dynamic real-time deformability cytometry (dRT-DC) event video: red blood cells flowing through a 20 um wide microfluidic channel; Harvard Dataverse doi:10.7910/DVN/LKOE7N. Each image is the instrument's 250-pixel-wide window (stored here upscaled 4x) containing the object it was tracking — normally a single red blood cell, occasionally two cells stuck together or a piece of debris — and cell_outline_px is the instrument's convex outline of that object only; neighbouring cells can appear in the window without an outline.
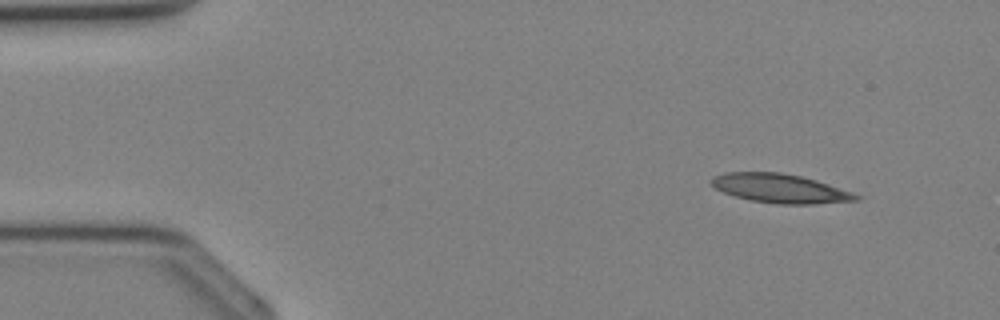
{"species": "Egyptian fruit bat (a non-hibernating species)", "species_latin": "Rousettus aegyptiacus", "temperature_condition": "cold", "stored_images_in_passage": 34, "camera_frame_rate_fps": 3000, "um_per_image_px": 0.085, "animal": {"sex": "female"}, "frame": {"image": 1, "passage_image": 3, "time_ms": 0.667, "image_size_px": [1000, 320], "cell_outline_px": [[864, 196], [860, 200], [812, 204], [776, 204], [752, 200], [736, 196], [724, 192], [716, 188], [712, 184], [712, 176], [724, 172], [780, 172], [800, 176], [816, 180]], "centroid_in_image_um": [66.35, 16.01], "position_along_channel_um": 18.7, "area_um2": 24.33}}
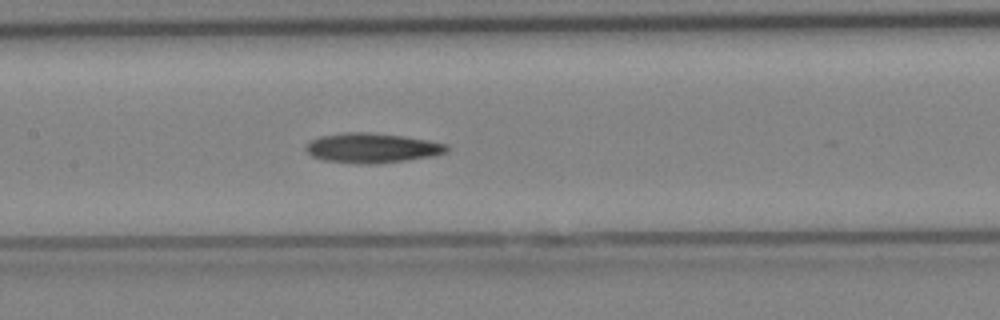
{"frame": {"image": 2, "passage_image": 16, "time_ms": 5.0, "image_size_px": [1000, 320], "cell_outline_px": [[448, 152], [432, 156], [408, 160], [376, 164], [360, 164], [320, 160], [312, 156], [304, 148], [312, 140], [320, 136], [344, 132], [368, 132], [404, 136], [428, 140], [448, 144]], "centroid_in_image_um": [31.63, 12.58], "position_along_channel_um": 175.8, "area_um2": 24.62}}
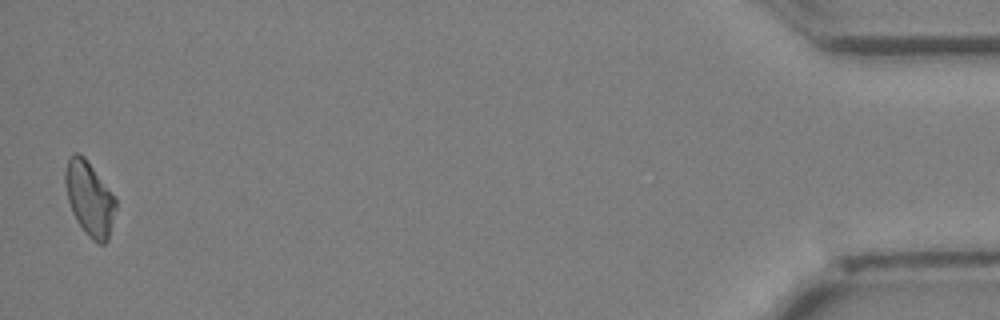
{"frame": {"image": 3, "passage_image": 34, "time_ms": 11.0, "image_size_px": [1000, 320], "cell_outline_px": [[116, 208], [108, 240], [104, 244], [100, 244], [92, 240], [84, 232], [76, 220], [72, 212], [68, 200], [64, 180], [64, 172], [68, 156], [72, 152], [76, 152], [84, 156], [116, 196]], "centroid_in_image_um": [7.6, 16.85], "position_along_channel_um": 427.6, "area_um2": 22.2}}